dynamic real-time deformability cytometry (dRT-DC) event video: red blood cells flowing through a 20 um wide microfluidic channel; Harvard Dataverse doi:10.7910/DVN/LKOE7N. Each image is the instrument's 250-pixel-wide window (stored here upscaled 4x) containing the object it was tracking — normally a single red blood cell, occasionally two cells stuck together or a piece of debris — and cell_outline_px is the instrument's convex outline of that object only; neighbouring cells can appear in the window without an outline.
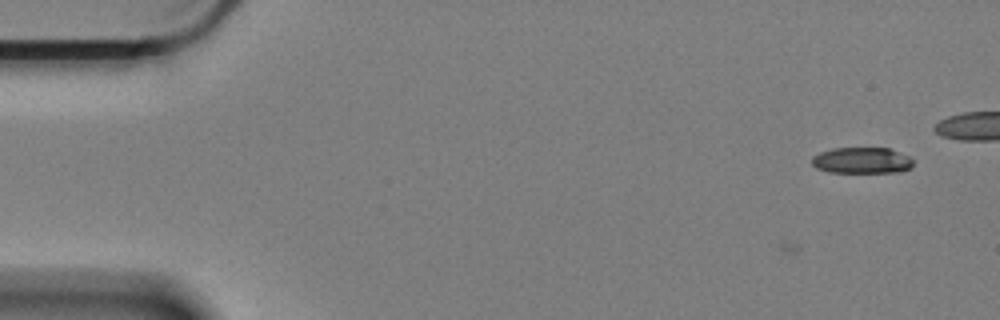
{"species": "Egyptian fruit bat (a non-hibernating species)", "species_latin": "Rousettus aegyptiacus", "temperature_condition": "cold", "stored_images_in_passage": 8, "camera_frame_rate_fps": 3000, "um_per_image_px": 0.085, "animal": {"sex": "female"}, "frame": {"image": 1, "passage_image": 1, "time_ms": 0.0, "image_size_px": [1000, 320], "cell_outline_px": [[912, 168], [900, 172], [828, 172], [816, 168], [812, 164], [812, 156], [820, 152], [832, 148], [888, 148], [912, 156]], "centroid_in_image_um": [73.28, 13.63], "position_along_channel_um": 11.7, "area_um2": 15.61}}